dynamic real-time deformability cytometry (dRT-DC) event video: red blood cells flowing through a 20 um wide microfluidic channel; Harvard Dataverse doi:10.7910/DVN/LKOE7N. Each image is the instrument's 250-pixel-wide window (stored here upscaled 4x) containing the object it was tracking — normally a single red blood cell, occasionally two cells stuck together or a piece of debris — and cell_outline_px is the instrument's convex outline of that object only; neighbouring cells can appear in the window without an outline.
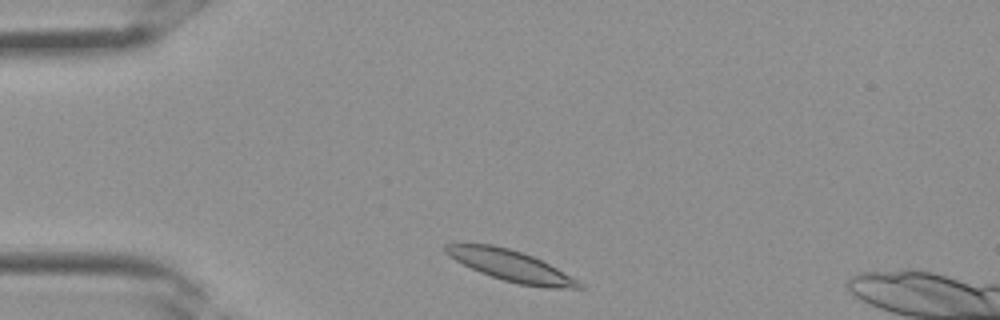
{"species": "Egyptian fruit bat (a non-hibernating species)", "species_latin": "Rousettus aegyptiacus", "temperature_condition": "room temperature", "stored_images_in_passage": 22, "camera_frame_rate_fps": 3000, "um_per_image_px": 0.085, "frame": {"image": 1, "passage_image": 1, "time_ms": 0.0, "image_size_px": [1000, 320], "cell_outline_px": [[584, 288], [544, 288], [520, 284], [504, 280], [480, 272], [456, 260], [444, 252], [444, 244], [492, 244], [508, 248], [532, 256], [556, 268], [584, 284]], "centroid_in_image_um": [43.43, 22.59], "position_along_channel_um": 41.6, "area_um2": 23.58}}
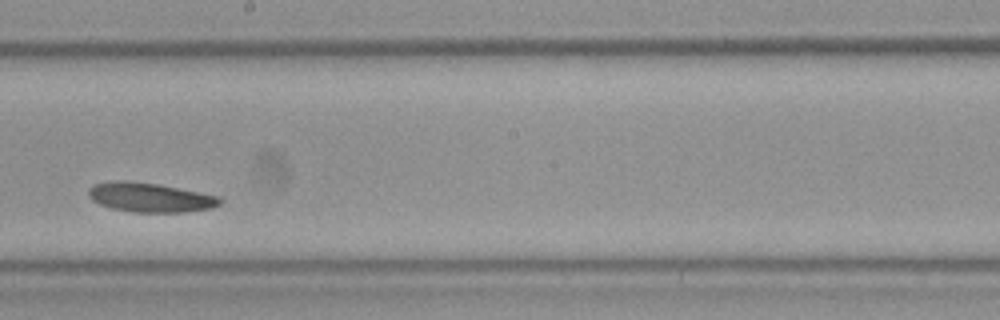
{"frame": {"image": 2, "passage_image": 13, "time_ms": 4.0, "image_size_px": [1000, 320], "cell_outline_px": [[224, 200], [220, 204], [212, 208], [184, 212], [132, 212], [112, 208], [100, 204], [92, 200], [88, 196], [88, 188], [92, 184], [112, 180], [124, 180], [156, 184], [220, 196]], "centroid_in_image_um": [12.74, 16.78], "position_along_channel_um": 235.5, "area_um2": 22.54}}
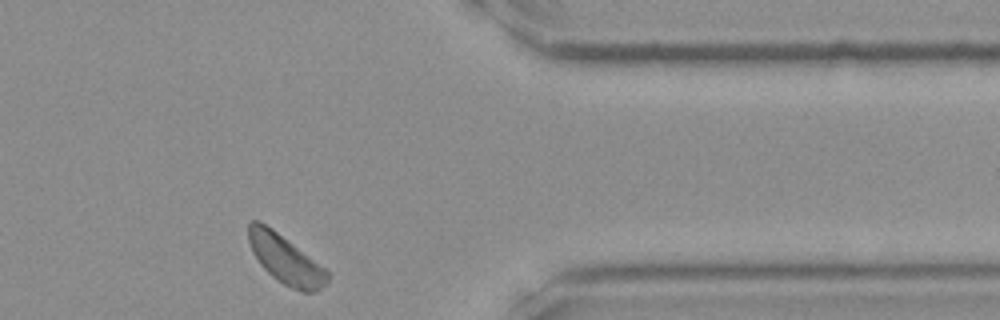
{"frame": {"image": 3, "passage_image": 22, "time_ms": 7.0, "image_size_px": [1000, 320], "cell_outline_px": [[328, 284], [312, 292], [300, 292], [276, 280], [260, 264], [252, 252], [248, 240], [248, 224], [252, 220], [260, 220], [272, 228], [324, 268], [328, 272]], "centroid_in_image_um": [24.23, 22.04], "position_along_channel_um": 387.2, "area_um2": 22.14}}